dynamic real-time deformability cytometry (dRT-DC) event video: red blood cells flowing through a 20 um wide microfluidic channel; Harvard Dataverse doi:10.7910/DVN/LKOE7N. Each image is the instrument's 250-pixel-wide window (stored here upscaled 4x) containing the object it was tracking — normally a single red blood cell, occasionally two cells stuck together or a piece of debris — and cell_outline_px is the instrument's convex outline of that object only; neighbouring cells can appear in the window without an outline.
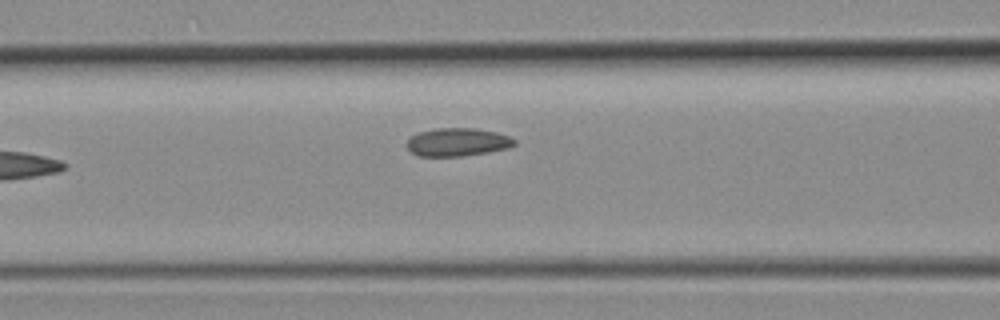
{"species": "common noctule bat (a hibernating species)", "species_latin": "Nyctalus noctula", "temperature_condition": "room temperature", "stored_images_in_passage": 3, "camera_frame_rate_fps": 3000, "um_per_image_px": 0.085, "animal": {"sex": "female", "body_mass_g": 19.3, "forearm_length_mm": 54.1}, "frame": {"image": 1, "passage_image": 3, "time_ms": 0.667, "image_size_px": [1000, 320], "cell_outline_px": [[516, 144], [508, 148], [488, 152], [464, 156], [416, 156], [408, 148], [408, 140], [412, 136], [420, 132], [436, 128], [476, 128], [496, 132], [508, 136], [516, 140]], "centroid_in_image_um": [38.91, 12.08], "position_along_channel_um": 127.7, "area_um2": 17.57}}